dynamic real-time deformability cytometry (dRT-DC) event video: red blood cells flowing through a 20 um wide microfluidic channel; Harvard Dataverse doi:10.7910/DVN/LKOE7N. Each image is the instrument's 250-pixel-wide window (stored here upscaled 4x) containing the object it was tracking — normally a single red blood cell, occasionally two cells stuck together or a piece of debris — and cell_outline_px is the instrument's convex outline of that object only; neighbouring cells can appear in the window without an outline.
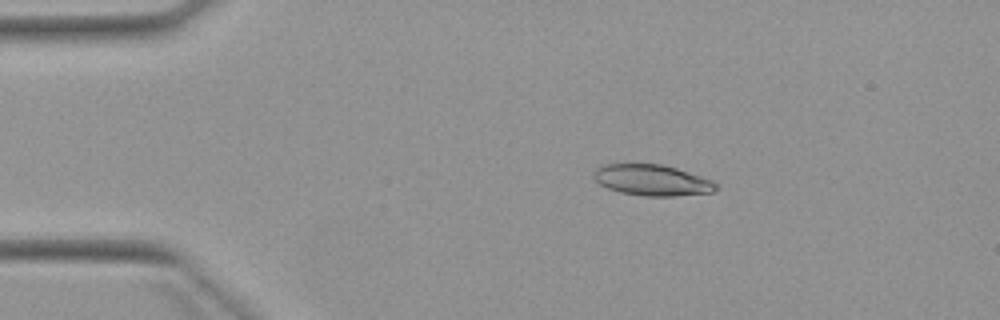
{"species": "Egyptian fruit bat (a non-hibernating species)", "species_latin": "Rousettus aegyptiacus", "temperature_condition": "warm", "stored_images_in_passage": 3, "camera_frame_rate_fps": 3000, "um_per_image_px": 0.085, "animal": {"sex": "female"}, "frame": {"image": 1, "passage_image": 2, "time_ms": 2.0, "image_size_px": [1000, 320], "cell_outline_px": [[716, 188], [712, 192], [672, 196], [644, 196], [620, 192], [608, 188], [600, 184], [592, 176], [592, 172], [600, 164], [660, 164], [676, 168], [712, 180], [716, 184]], "centroid_in_image_um": [55.37, 15.3], "position_along_channel_um": 29.6, "area_um2": 21.96}}